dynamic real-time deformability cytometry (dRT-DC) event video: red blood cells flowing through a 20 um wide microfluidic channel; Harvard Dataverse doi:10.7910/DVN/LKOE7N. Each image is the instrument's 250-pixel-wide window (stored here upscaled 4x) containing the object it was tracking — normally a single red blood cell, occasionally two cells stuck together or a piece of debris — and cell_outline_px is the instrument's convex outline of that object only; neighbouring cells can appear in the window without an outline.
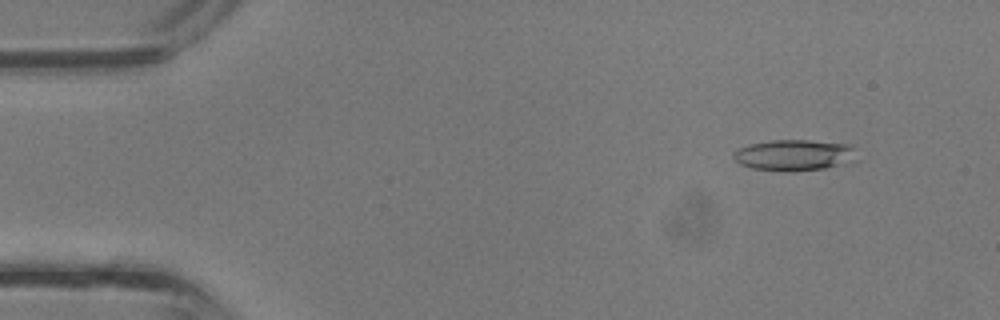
{"species": "common noctule bat (a hibernating species)", "species_latin": "Nyctalus noctula", "temperature_condition": "room temperature", "stored_images_in_passage": 38, "camera_frame_rate_fps": 3000, "um_per_image_px": 0.085, "animal": {"sex": "male", "body_mass_g": 13.3}, "frame": {"image": 1, "passage_image": 4, "time_ms": 1.0, "image_size_px": [1000, 320], "cell_outline_px": [[856, 160], [852, 164], [824, 168], [792, 172], [752, 168], [740, 164], [732, 156], [740, 148], [748, 144], [772, 140], [808, 140], [852, 144]], "centroid_in_image_um": [67.58, 13.19], "position_along_channel_um": 17.4, "area_um2": 22.54}}
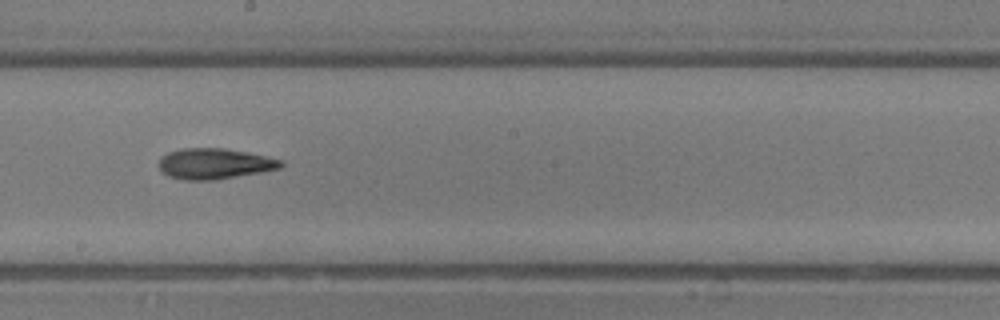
{"frame": {"image": 2, "passage_image": 21, "time_ms": 6.667, "image_size_px": [1000, 320], "cell_outline_px": [[284, 164], [280, 168], [264, 172], [216, 180], [184, 180], [168, 176], [160, 168], [160, 156], [168, 152], [180, 148], [224, 148], [248, 152], [284, 160]], "centroid_in_image_um": [18.27, 13.91], "position_along_channel_um": 229.9, "area_um2": 22.08}}
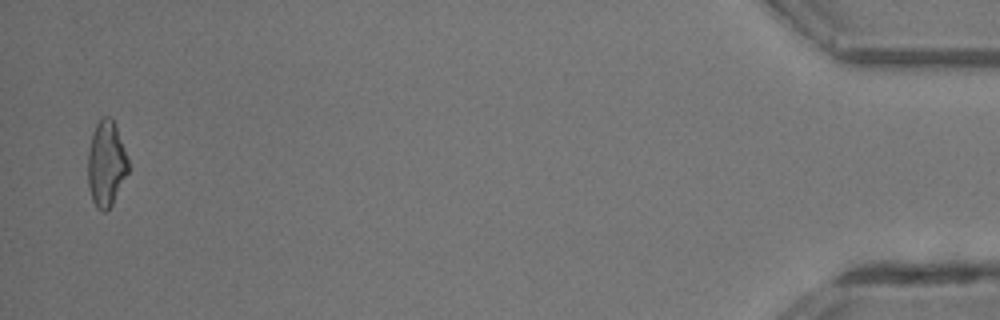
{"frame": {"image": 3, "passage_image": 37, "time_ms": 12.0, "image_size_px": [1000, 320], "cell_outline_px": [[132, 168], [112, 204], [104, 212], [100, 212], [96, 208], [92, 200], [88, 184], [88, 152], [92, 132], [96, 124], [104, 116], [108, 116], [112, 120], [116, 128]], "centroid_in_image_um": [9.05, 13.96], "position_along_channel_um": 426.2, "area_um2": 20.35}}